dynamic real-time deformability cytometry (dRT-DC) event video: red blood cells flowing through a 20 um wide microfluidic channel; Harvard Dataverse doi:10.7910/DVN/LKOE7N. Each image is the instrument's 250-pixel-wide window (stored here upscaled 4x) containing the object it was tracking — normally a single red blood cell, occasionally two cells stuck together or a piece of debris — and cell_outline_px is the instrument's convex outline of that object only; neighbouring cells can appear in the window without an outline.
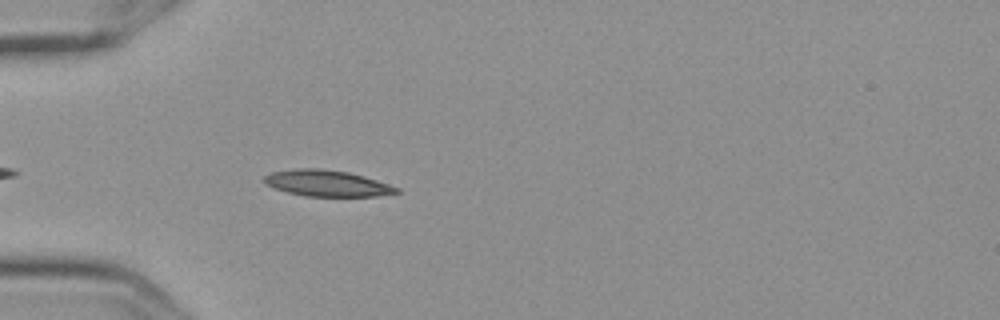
{"species": "Egyptian fruit bat (a non-hibernating species)", "species_latin": "Rousettus aegyptiacus", "temperature_condition": "cold", "stored_images_in_passage": 5, "segment_of_instrument_passage": [2, 2], "camera_frame_rate_fps": 3000, "um_per_image_px": 0.085, "frame": {"image": 1, "passage_image": 5, "time_ms": 1.333, "image_size_px": [1000, 320], "cell_outline_px": [[400, 192], [376, 196], [304, 196], [288, 192], [264, 184], [264, 176], [272, 172], [296, 168], [320, 168], [348, 172], [364, 176], [400, 188]], "centroid_in_image_um": [27.79, 15.57], "position_along_channel_um": 57.2, "area_um2": 20.11}}